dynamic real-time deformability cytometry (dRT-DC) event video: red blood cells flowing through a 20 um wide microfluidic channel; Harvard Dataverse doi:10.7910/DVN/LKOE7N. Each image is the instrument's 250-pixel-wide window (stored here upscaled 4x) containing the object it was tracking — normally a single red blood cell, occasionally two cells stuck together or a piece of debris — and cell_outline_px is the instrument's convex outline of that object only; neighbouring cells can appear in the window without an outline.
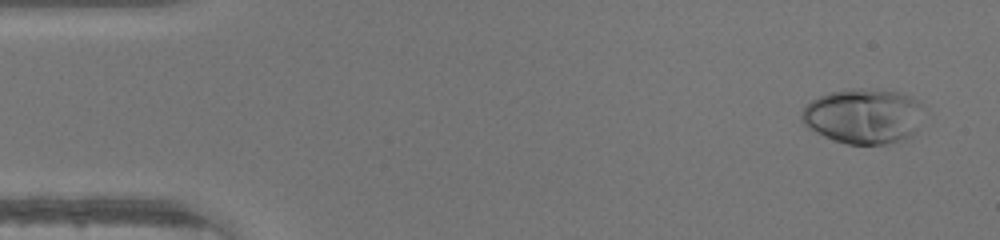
{"species": "human", "species_latin": "Homo sapiens", "temperature_condition": "warm", "stored_images_in_passage": 47, "camera_frame_rate_fps": 3000, "um_per_image_px": 0.085, "donor": {"sex": "male"}, "frame": {"image": 1, "passage_image": 3, "time_ms": 0.667, "image_size_px": [1000, 240], "cell_outline_px": [[928, 112], [916, 132], [912, 136], [900, 140], [884, 144], [848, 144], [824, 136], [808, 128], [800, 120], [800, 112], [812, 100], [828, 92], [860, 88], [896, 92], [920, 100], [928, 108]], "centroid_in_image_um": [73.48, 9.87], "position_along_channel_um": 11.5, "area_um2": 39.82}}
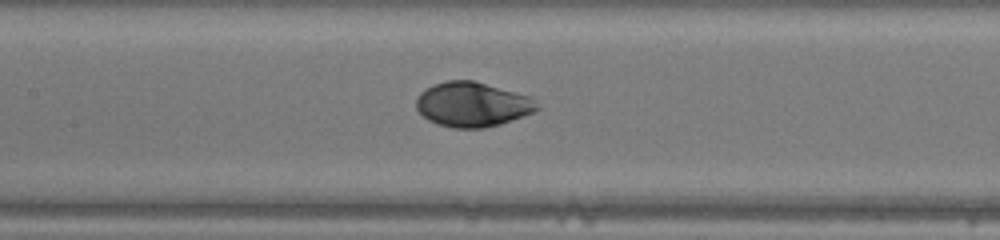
{"frame": {"image": 2, "passage_image": 22, "time_ms": 7.0, "image_size_px": [1000, 240], "cell_outline_px": [[540, 108], [536, 112], [500, 124], [484, 128], [452, 128], [436, 124], [428, 120], [416, 108], [416, 96], [424, 88], [432, 84], [448, 80], [472, 80], [532, 96]], "centroid_in_image_um": [40.15, 8.87], "position_along_channel_um": 167.2, "area_um2": 31.85}}
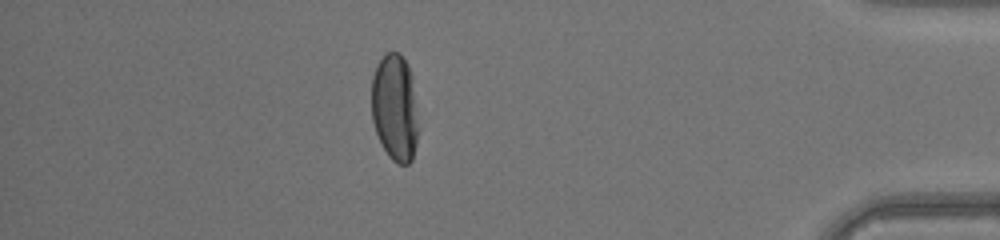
{"frame": {"image": 3, "passage_image": 41, "time_ms": 13.333, "image_size_px": [1000, 240], "cell_outline_px": [[420, 128], [412, 160], [408, 164], [396, 164], [388, 156], [376, 132], [372, 120], [372, 76], [376, 64], [384, 52], [400, 52], [408, 64], [412, 76]], "centroid_in_image_um": [33.59, 9.13], "position_along_channel_um": 401.6, "area_um2": 29.94}}